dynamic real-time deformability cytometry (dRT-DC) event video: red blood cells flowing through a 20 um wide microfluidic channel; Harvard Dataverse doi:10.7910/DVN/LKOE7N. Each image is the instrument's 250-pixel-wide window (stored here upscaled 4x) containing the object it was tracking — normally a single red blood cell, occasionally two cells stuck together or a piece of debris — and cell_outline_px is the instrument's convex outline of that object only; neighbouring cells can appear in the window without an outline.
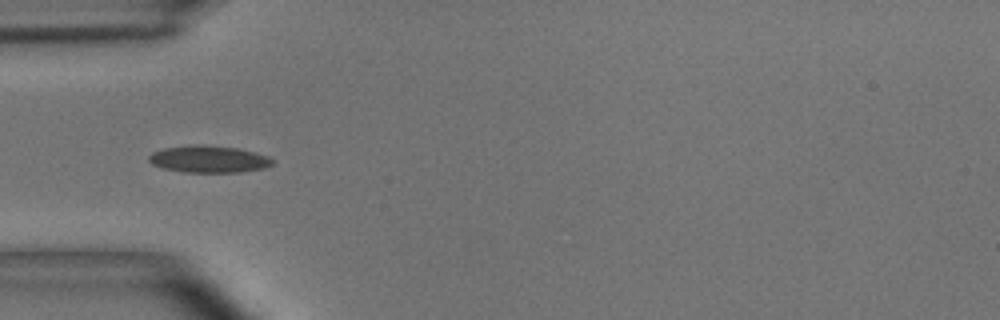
{"species": "common noctule bat (a hibernating species)", "species_latin": "Nyctalus noctula", "temperature_condition": "room temperature", "stored_images_in_passage": 38, "camera_frame_rate_fps": 3000, "um_per_image_px": 0.085, "animal": {"sex": "male", "body_mass_g": 15.6}, "frame": {"image": 1, "passage_image": 1, "time_ms": 0.0, "image_size_px": [1000, 320], "cell_outline_px": [[272, 164], [264, 168], [240, 172], [184, 172], [164, 168], [152, 164], [148, 160], [148, 156], [152, 152], [164, 148], [196, 144], [236, 148], [268, 156], [272, 160]], "centroid_in_image_um": [17.7, 13.53], "position_along_channel_um": 67.3, "area_um2": 19.19}}
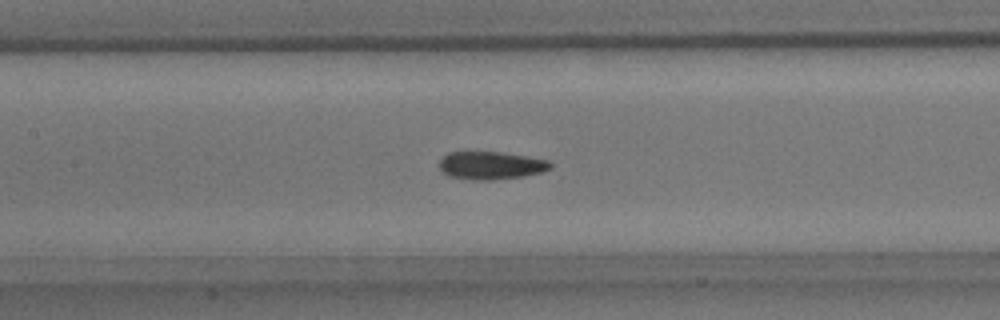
{"frame": {"image": 2, "passage_image": 9, "time_ms": 2.667, "image_size_px": [1000, 320], "cell_outline_px": [[552, 168], [544, 172], [524, 176], [492, 180], [472, 180], [448, 176], [440, 168], [440, 160], [448, 152], [500, 152], [548, 160], [552, 164]], "centroid_in_image_um": [41.75, 14.07], "position_along_channel_um": 165.7, "area_um2": 18.03}}
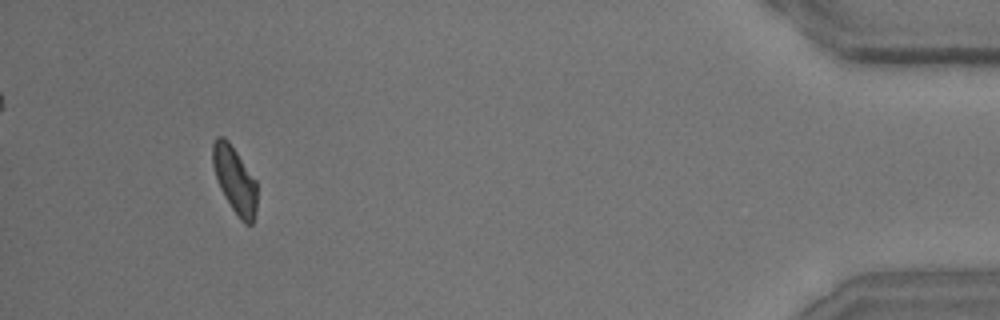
{"frame": {"image": 3, "passage_image": 35, "time_ms": 11.333, "image_size_px": [1000, 320], "cell_outline_px": [[256, 208], [252, 224], [244, 224], [240, 220], [224, 196], [220, 188], [212, 164], [212, 144], [216, 136], [224, 136], [228, 140], [256, 180]], "centroid_in_image_um": [19.94, 15.27], "position_along_channel_um": 415.3, "area_um2": 17.11}, "authors_computed_cell_mechanics": {"area_um2": 17.8313, "velocity_mm_per_s": 3.6597, "shape_relaxation_time_tau1_ms": 7.885, "shape_relaxation_time_tau2_ms": 2.1678, "deformation_change_tau1": 0.1599, "deformation_change_tau2": 0.0783}}